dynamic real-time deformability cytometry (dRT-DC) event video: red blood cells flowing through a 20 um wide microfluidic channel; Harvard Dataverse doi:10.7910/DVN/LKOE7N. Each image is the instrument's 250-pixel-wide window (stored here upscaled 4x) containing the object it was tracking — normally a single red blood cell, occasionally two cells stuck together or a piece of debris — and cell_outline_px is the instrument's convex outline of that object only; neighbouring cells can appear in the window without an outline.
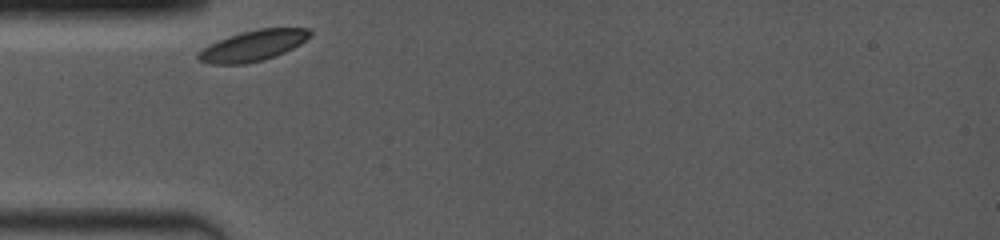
{"species": "common noctule bat (a hibernating species)", "species_latin": "Nyctalus noctula", "temperature_condition": "room temperature", "stored_images_in_passage": 2, "camera_frame_rate_fps": 4000, "um_per_image_px": 0.085, "animal": {"sex": "female", "body_mass_g": 19.0, "forearm_length_mm": 53.3}, "frame": {"image": 1, "passage_image": 1, "time_ms": 0.0, "image_size_px": [1000, 240], "cell_outline_px": [[312, 36], [300, 44], [276, 56], [264, 60], [244, 64], [212, 64], [196, 60], [196, 52], [208, 44], [244, 32], [260, 28], [308, 28], [312, 32]], "centroid_in_image_um": [21.5, 3.89], "position_along_channel_um": 63.5, "area_um2": 20.0}}
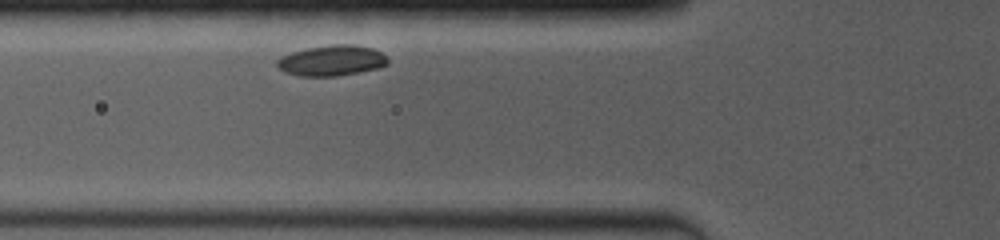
{"frame": {"image": 2, "passage_image": 2, "time_ms": 1.0, "image_size_px": [1000, 240], "cell_outline_px": [[388, 64], [380, 68], [360, 72], [336, 76], [300, 76], [284, 72], [276, 64], [276, 60], [280, 56], [292, 52], [308, 48], [332, 44], [356, 44], [372, 48], [388, 56]], "centroid_in_image_um": [28.22, 5.14], "position_along_channel_um": 97.6, "area_um2": 19.94}}